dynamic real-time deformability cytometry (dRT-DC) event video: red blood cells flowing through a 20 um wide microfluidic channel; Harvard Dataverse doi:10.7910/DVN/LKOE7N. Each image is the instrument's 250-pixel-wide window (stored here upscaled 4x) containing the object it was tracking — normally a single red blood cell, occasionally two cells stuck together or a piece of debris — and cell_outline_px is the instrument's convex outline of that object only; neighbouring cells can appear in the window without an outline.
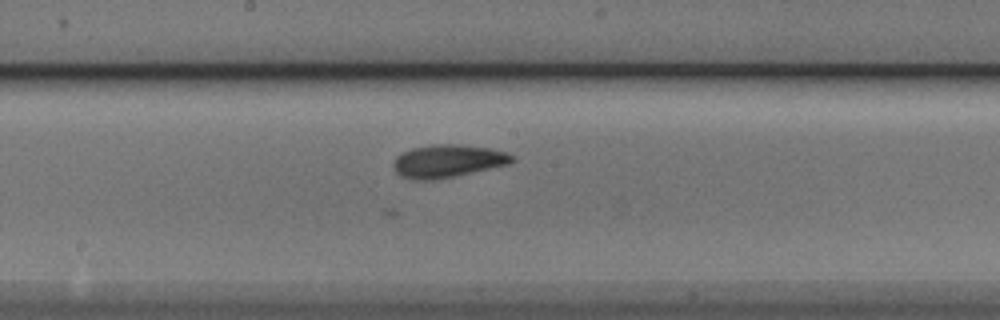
{"species": "Egyptian fruit bat (a non-hibernating species)", "species_latin": "Rousettus aegyptiacus", "temperature_condition": "cold", "stored_images_in_passage": 43, "camera_frame_rate_fps": 3000, "um_per_image_px": 0.085, "animal": {"sex": "male"}, "frame": {"image": 1, "passage_image": 18, "time_ms": 5.667, "image_size_px": [1000, 320], "cell_outline_px": [[516, 160], [508, 164], [452, 176], [432, 180], [412, 180], [400, 176], [396, 172], [392, 164], [396, 156], [412, 148], [432, 144], [460, 144], [492, 148], [504, 152], [512, 156]], "centroid_in_image_um": [38.01, 13.68], "position_along_channel_um": 210.2, "area_um2": 22.54}}
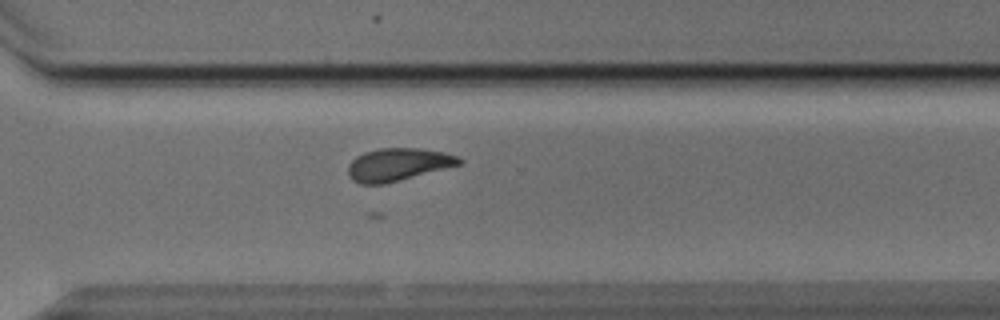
{"frame": {"image": 2, "passage_image": 28, "time_ms": 9.0, "image_size_px": [1000, 320], "cell_outline_px": [[464, 164], [384, 184], [360, 184], [352, 180], [348, 176], [348, 164], [356, 156], [364, 152], [380, 148], [420, 148], [444, 152], [456, 156], [464, 160]], "centroid_in_image_um": [33.84, 13.98], "position_along_channel_um": 336.8, "area_um2": 21.39}}
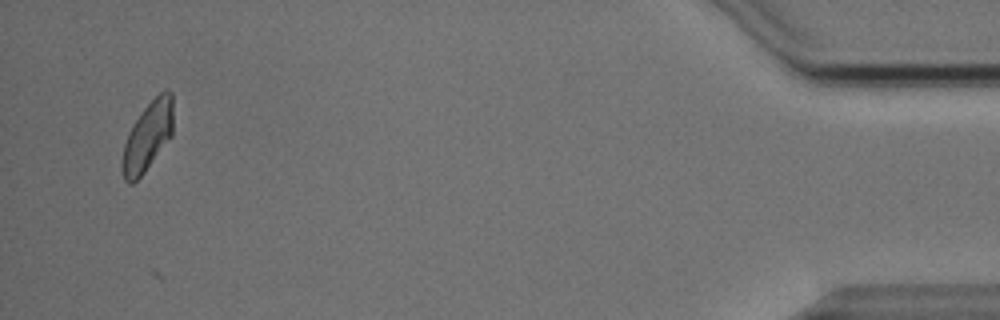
{"frame": {"image": 3, "passage_image": 41, "time_ms": 13.333, "image_size_px": [1000, 320], "cell_outline_px": [[172, 136], [144, 172], [132, 184], [128, 184], [124, 180], [120, 168], [120, 164], [124, 144], [140, 112], [164, 88], [168, 88], [172, 92]], "centroid_in_image_um": [12.54, 11.61], "position_along_channel_um": 422.7, "area_um2": 20.46}}